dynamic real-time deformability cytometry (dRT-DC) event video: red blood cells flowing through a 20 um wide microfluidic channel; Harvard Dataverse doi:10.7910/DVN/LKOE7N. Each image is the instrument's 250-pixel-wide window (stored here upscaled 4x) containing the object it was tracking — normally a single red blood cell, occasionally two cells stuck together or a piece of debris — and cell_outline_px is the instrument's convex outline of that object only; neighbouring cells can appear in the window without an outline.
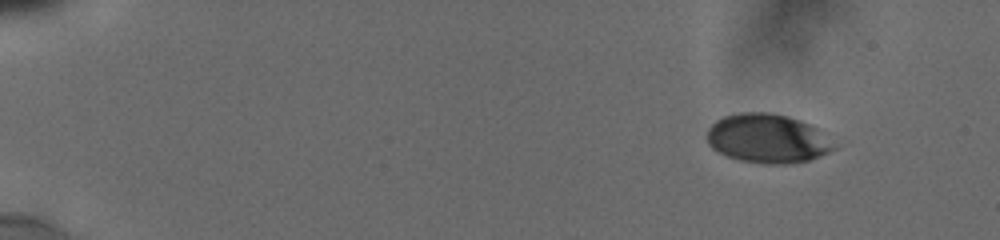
{"species": "human", "species_latin": "Homo sapiens", "temperature_condition": "cold", "stored_images_in_passage": 10, "camera_frame_rate_fps": 3000, "um_per_image_px": 0.085, "donor": {"sex": "male"}, "frame": {"image": 1, "passage_image": 2, "time_ms": 1.0, "image_size_px": [1000, 240], "cell_outline_px": [[836, 148], [820, 156], [808, 160], [788, 164], [764, 164], [740, 160], [716, 152], [708, 144], [708, 128], [716, 120], [724, 116], [740, 112], [772, 112], [788, 116], [800, 120], [816, 128]], "centroid_in_image_um": [65.18, 11.77], "position_along_channel_um": 19.8, "area_um2": 36.07}}
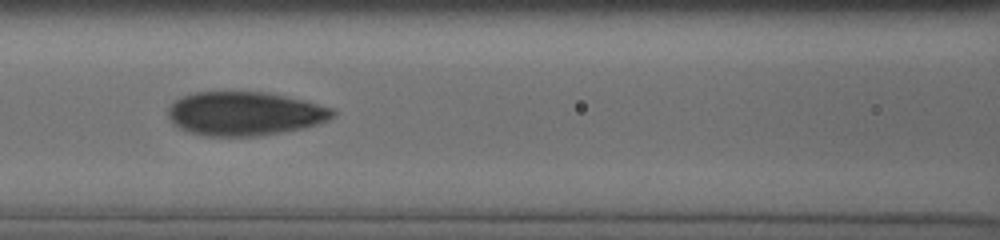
{"frame": {"image": 2, "passage_image": 8, "time_ms": 8.0, "image_size_px": [1000, 240], "cell_outline_px": [[336, 112], [328, 120], [316, 124], [300, 128], [264, 136], [204, 136], [188, 132], [172, 124], [168, 116], [168, 108], [176, 100], [184, 96], [196, 92], [268, 92], [304, 100], [332, 108]], "centroid_in_image_um": [20.78, 9.66], "position_along_channel_um": 145.8, "area_um2": 42.02}}
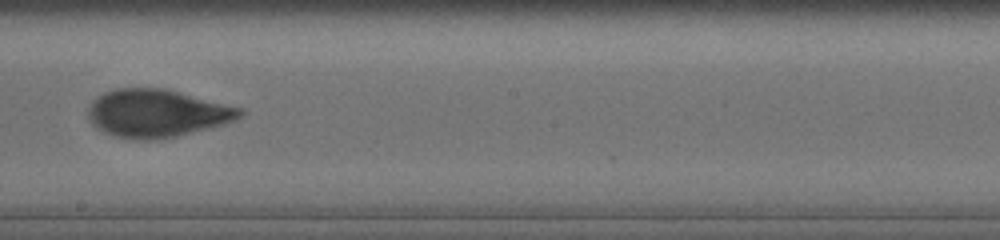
{"frame": {"image": 3, "passage_image": 10, "time_ms": 10.333, "image_size_px": [1000, 240], "cell_outline_px": [[244, 112], [236, 120], [224, 124], [176, 136], [156, 140], [136, 140], [116, 136], [104, 132], [96, 128], [92, 124], [88, 116], [88, 112], [92, 100], [116, 88], [164, 88], [240, 108]], "centroid_in_image_um": [13.31, 9.64], "position_along_channel_um": 234.9, "area_um2": 41.85}}